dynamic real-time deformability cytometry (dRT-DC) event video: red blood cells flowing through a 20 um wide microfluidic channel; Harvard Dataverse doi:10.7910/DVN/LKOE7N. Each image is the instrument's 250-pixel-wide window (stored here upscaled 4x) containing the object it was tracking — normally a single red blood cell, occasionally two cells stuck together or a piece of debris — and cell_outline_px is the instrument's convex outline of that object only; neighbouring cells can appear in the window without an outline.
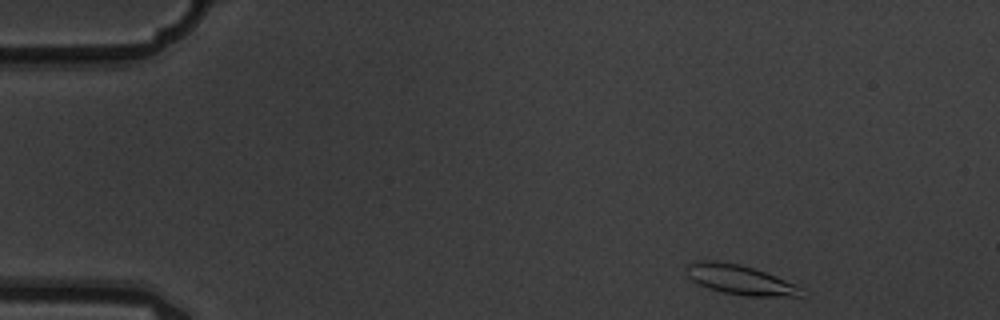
{"species": "common noctule bat (a hibernating species)", "species_latin": "Nyctalus noctula", "temperature_condition": "warm", "stored_images_in_passage": 4, "camera_frame_rate_fps": 3000, "um_per_image_px": 0.085, "animal": {"sex": "male", "body_mass_g": 19.5, "forearm_length_mm": 54.6}, "frame": {"image": 1, "passage_image": 1, "time_ms": 0.0, "image_size_px": [1000, 320], "cell_outline_px": [[800, 296], [744, 296], [724, 292], [708, 288], [692, 280], [688, 276], [688, 264], [692, 260], [716, 260], [740, 264], [764, 272], [796, 284]], "centroid_in_image_um": [62.82, 23.75], "position_along_channel_um": 22.2, "area_um2": 19.42}}